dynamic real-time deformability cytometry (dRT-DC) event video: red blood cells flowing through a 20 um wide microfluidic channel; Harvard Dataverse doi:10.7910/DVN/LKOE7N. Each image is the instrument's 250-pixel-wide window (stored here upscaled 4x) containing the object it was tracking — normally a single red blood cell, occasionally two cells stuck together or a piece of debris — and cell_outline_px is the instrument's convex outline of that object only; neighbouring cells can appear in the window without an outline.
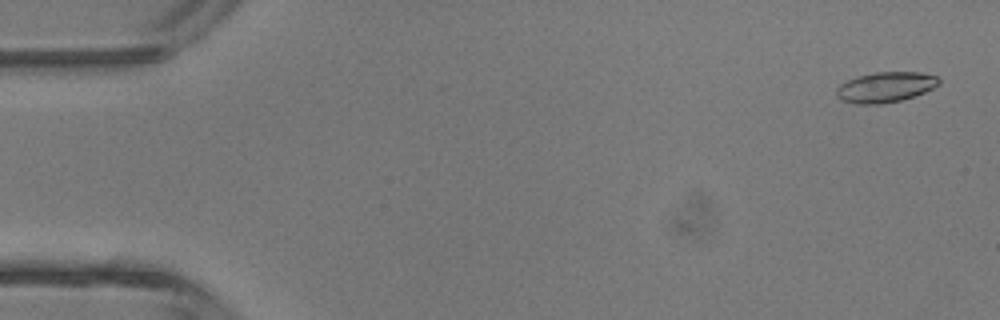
{"species": "common noctule bat (a hibernating species)", "species_latin": "Nyctalus noctula", "temperature_condition": "room temperature", "stored_images_in_passage": 4, "camera_frame_rate_fps": 3000, "um_per_image_px": 0.085, "animal": {"sex": "male", "body_mass_g": 13.3}, "frame": {"image": 1, "passage_image": 1, "time_ms": 0.0, "image_size_px": [1000, 320], "cell_outline_px": [[940, 84], [924, 92], [900, 100], [880, 104], [856, 104], [840, 100], [836, 96], [836, 88], [840, 84], [856, 76], [876, 72], [920, 72], [936, 76], [940, 80]], "centroid_in_image_um": [75.22, 7.4], "position_along_channel_um": 9.8, "area_um2": 18.09}}
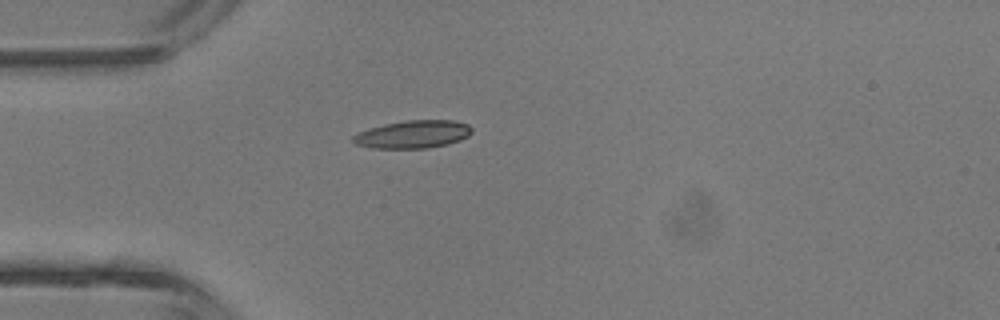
{"frame": {"image": 2, "passage_image": 4, "time_ms": 3.667, "image_size_px": [1000, 320], "cell_outline_px": [[472, 132], [468, 136], [460, 140], [448, 144], [428, 148], [372, 148], [356, 144], [352, 140], [352, 136], [368, 128], [384, 124], [408, 120], [452, 120], [468, 124], [472, 128]], "centroid_in_image_um": [35.11, 11.41], "position_along_channel_um": 49.9, "area_um2": 19.25}}